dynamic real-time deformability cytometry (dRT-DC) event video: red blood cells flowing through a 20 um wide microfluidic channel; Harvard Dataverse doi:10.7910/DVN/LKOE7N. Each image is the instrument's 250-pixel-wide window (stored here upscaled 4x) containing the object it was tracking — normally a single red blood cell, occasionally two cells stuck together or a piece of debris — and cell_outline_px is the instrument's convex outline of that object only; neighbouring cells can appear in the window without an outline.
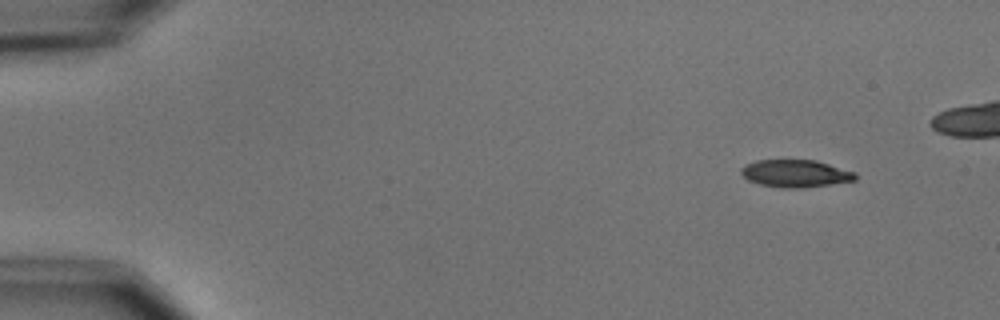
{"species": "common noctule bat (a hibernating species)", "species_latin": "Nyctalus noctula", "temperature_condition": "cold", "stored_images_in_passage": 5, "camera_frame_rate_fps": 3000, "um_per_image_px": 0.085, "animal": {"sex": "male", "body_mass_g": 15.6}, "frame": {"image": 1, "passage_image": 1, "time_ms": 0.0, "image_size_px": [1000, 320], "cell_outline_px": [[856, 180], [804, 188], [784, 188], [760, 184], [748, 180], [740, 172], [740, 168], [744, 164], [756, 160], [816, 160], [856, 172]], "centroid_in_image_um": [67.6, 14.74], "position_along_channel_um": 17.4, "area_um2": 18.32}}